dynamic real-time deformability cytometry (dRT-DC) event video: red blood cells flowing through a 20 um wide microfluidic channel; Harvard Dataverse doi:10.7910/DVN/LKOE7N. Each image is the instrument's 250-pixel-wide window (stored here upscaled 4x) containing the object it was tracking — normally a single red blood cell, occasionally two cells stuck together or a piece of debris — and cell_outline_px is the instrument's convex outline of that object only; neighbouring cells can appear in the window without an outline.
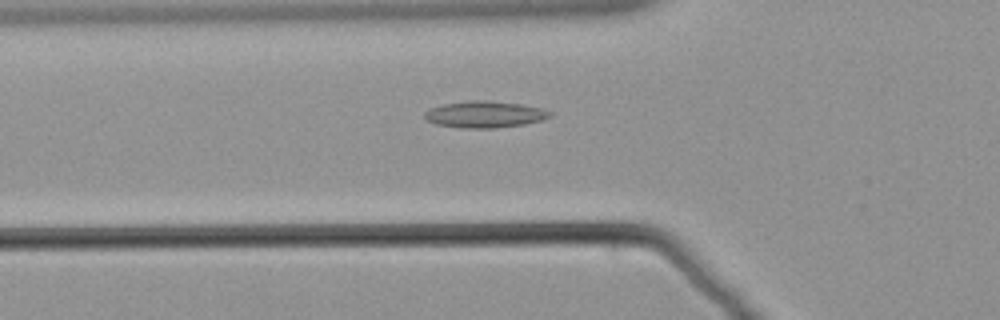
{"species": "common noctule bat (a hibernating species)", "species_latin": "Nyctalus noctula", "temperature_condition": "warm", "stored_images_in_passage": 46, "camera_frame_rate_fps": 3000, "um_per_image_px": 0.085, "animal": {"sex": "male", "body_mass_g": 21.5, "forearm_length_mm": 52.0}, "frame": {"image": 1, "passage_image": 8, "time_ms": 2.333, "image_size_px": [1000, 320], "cell_outline_px": [[552, 116], [540, 120], [524, 124], [492, 128], [460, 128], [436, 124], [428, 120], [424, 116], [424, 112], [432, 108], [444, 104], [472, 100], [488, 100], [520, 104], [544, 108], [552, 112]], "centroid_in_image_um": [41.23, 9.72], "position_along_channel_um": 84.6, "area_um2": 19.31}}
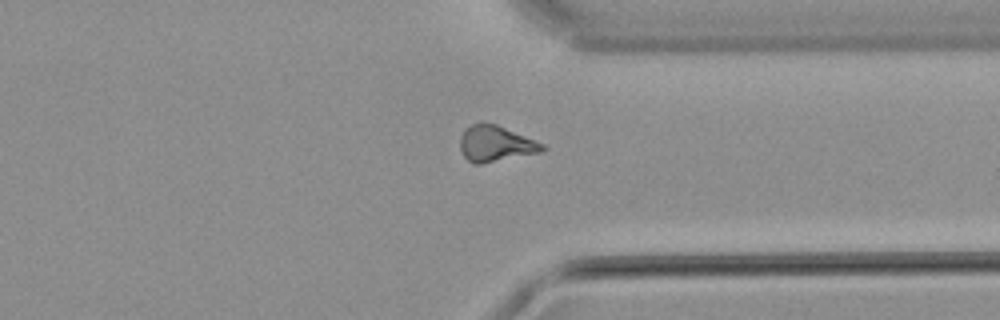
{"frame": {"image": 2, "passage_image": 32, "time_ms": 10.333, "image_size_px": [1000, 320], "cell_outline_px": [[548, 148], [544, 152], [480, 164], [472, 164], [464, 156], [460, 148], [460, 136], [464, 128], [480, 120], [484, 120], [496, 124], [544, 144]], "centroid_in_image_um": [42.12, 12.19], "position_along_channel_um": 369.3, "area_um2": 17.63}}
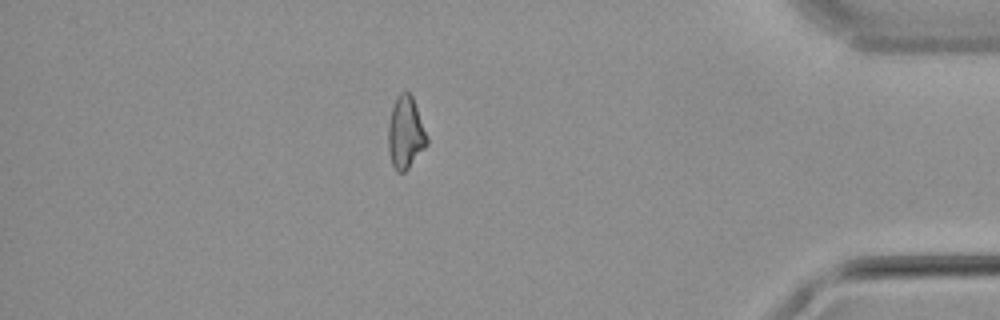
{"frame": {"image": 3, "passage_image": 38, "time_ms": 12.333, "image_size_px": [1000, 320], "cell_outline_px": [[428, 144], [408, 168], [404, 172], [396, 172], [392, 164], [388, 152], [388, 124], [392, 108], [396, 96], [404, 88], [412, 96], [428, 136]], "centroid_in_image_um": [34.46, 11.26], "position_along_channel_um": 400.7, "area_um2": 16.47}}